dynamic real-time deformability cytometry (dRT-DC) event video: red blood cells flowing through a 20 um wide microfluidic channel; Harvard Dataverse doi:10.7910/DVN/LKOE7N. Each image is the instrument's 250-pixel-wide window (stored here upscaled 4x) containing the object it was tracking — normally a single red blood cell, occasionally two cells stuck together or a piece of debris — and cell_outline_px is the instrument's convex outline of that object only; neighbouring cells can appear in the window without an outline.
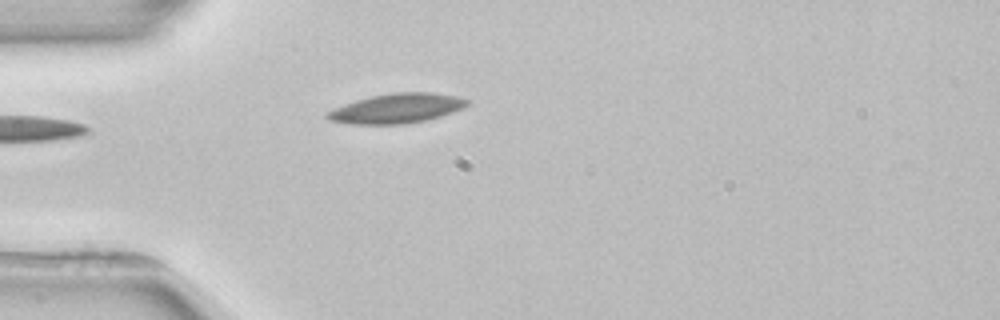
{"species": "common noctule bat (a hibernating species)", "species_latin": "Nyctalus noctula", "temperature_condition": "room temperature", "stored_images_in_passage": 1, "camera_frame_rate_fps": 3000, "um_per_image_px": 0.085, "animal": {"sex": "female", "body_mass_g": 22.7, "forearm_length_mm": 54.2}, "frame": {"image": 1, "passage_image": 1, "time_ms": 0.0, "image_size_px": [1000, 320], "cell_outline_px": [[468, 104], [452, 112], [440, 116], [424, 120], [404, 124], [348, 124], [328, 120], [324, 116], [324, 112], [344, 104], [356, 100], [372, 96], [392, 92], [432, 92], [456, 96], [468, 100]], "centroid_in_image_um": [33.64, 9.21], "position_along_channel_um": 51.4, "area_um2": 24.1}}